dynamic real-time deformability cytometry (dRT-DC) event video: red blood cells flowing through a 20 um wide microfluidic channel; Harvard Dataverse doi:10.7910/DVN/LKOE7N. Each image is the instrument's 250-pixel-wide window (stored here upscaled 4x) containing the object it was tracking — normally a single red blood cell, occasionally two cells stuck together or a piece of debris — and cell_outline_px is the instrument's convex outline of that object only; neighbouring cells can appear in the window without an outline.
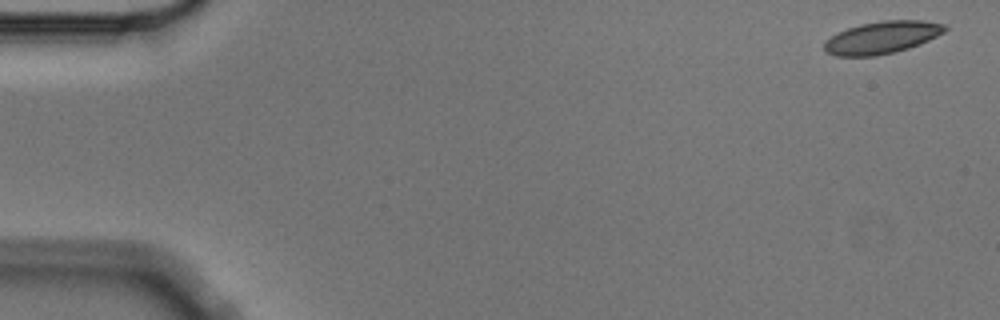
{"species": "Egyptian fruit bat (a non-hibernating species)", "species_latin": "Rousettus aegyptiacus", "temperature_condition": "cold", "stored_images_in_passage": 6, "camera_frame_rate_fps": 3000, "um_per_image_px": 0.085, "animal": {"sex": "male"}, "frame": {"image": 1, "passage_image": 1, "time_ms": 0.0, "image_size_px": [1000, 320], "cell_outline_px": [[948, 28], [944, 32], [920, 44], [908, 48], [876, 56], [836, 56], [824, 52], [824, 44], [836, 32], [860, 24], [880, 20], [920, 20], [944, 24]], "centroid_in_image_um": [74.95, 3.18], "position_along_channel_um": 10.1, "area_um2": 22.66}}
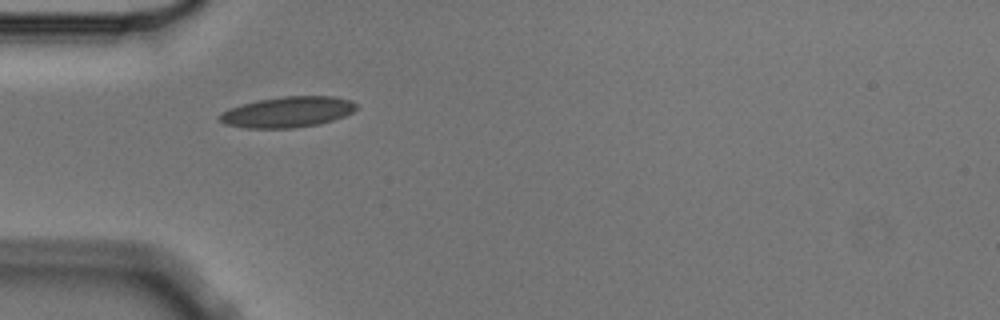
{"frame": {"image": 2, "passage_image": 5, "time_ms": 1.333, "image_size_px": [1000, 320], "cell_outline_px": [[356, 108], [352, 112], [344, 116], [332, 120], [316, 124], [296, 128], [244, 128], [224, 124], [216, 116], [220, 112], [228, 108], [240, 104], [256, 100], [280, 96], [332, 96], [352, 100], [356, 104]], "centroid_in_image_um": [24.37, 9.51], "position_along_channel_um": 60.6, "area_um2": 24.74}}
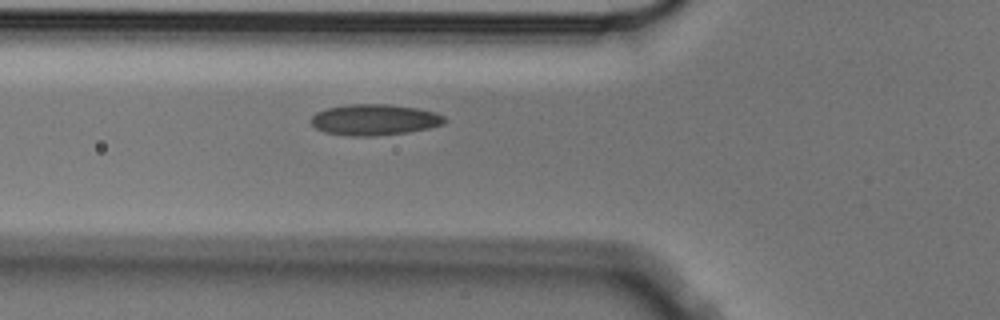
{"frame": {"image": 3, "passage_image": 6, "time_ms": 1.667, "image_size_px": [1000, 320], "cell_outline_px": [[448, 120], [444, 124], [428, 128], [408, 132], [372, 136], [348, 136], [324, 132], [316, 128], [312, 124], [312, 116], [316, 112], [324, 108], [348, 104], [388, 104], [416, 108], [436, 112], [444, 116]], "centroid_in_image_um": [31.83, 10.17], "position_along_channel_um": 94.0, "area_um2": 24.28}}